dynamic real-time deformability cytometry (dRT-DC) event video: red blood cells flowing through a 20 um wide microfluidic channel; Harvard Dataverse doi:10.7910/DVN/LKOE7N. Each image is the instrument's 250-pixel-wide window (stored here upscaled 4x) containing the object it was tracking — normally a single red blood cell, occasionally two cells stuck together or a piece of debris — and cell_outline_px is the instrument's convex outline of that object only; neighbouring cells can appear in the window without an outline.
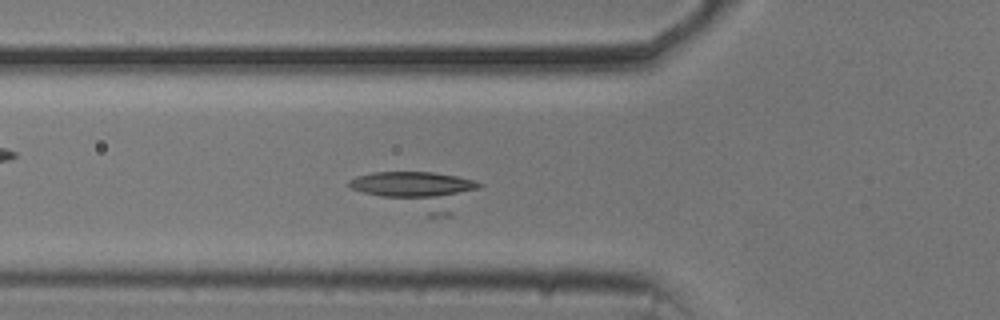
{"species": "common noctule bat (a hibernating species)", "species_latin": "Nyctalus noctula", "temperature_condition": "cold", "stored_images_in_passage": 20, "camera_frame_rate_fps": 3000, "um_per_image_px": 0.085, "animal": {"sex": "male", "body_mass_g": 20.5, "forearm_length_mm": 52.5}, "frame": {"image": 1, "passage_image": 12, "time_ms": 3.667, "image_size_px": [1000, 320], "cell_outline_px": [[484, 184], [452, 216], [428, 216], [352, 188], [348, 184], [348, 180], [356, 176], [372, 172], [432, 172], [456, 176], [472, 180]], "centroid_in_image_um": [35.59, 16.19], "position_along_channel_um": 90.2, "area_um2": 28.5}}
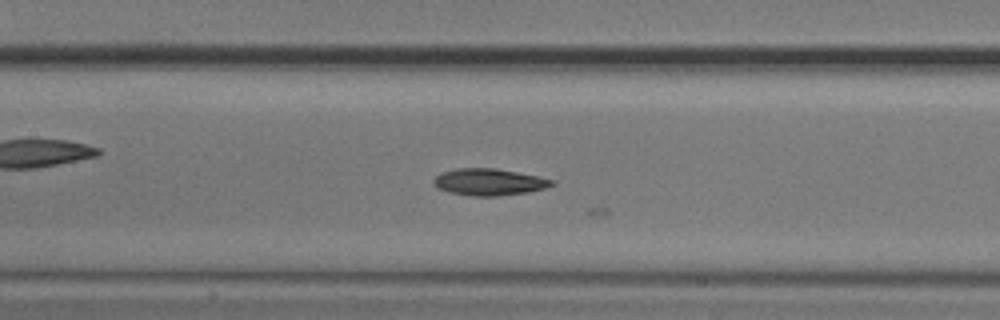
{"frame": {"image": 2, "passage_image": 18, "time_ms": 5.667, "image_size_px": [1000, 320], "cell_outline_px": [[556, 184], [544, 188], [528, 192], [496, 196], [472, 196], [448, 192], [436, 188], [432, 180], [440, 172], [456, 168], [496, 168], [556, 180]], "centroid_in_image_um": [41.54, 15.47], "position_along_channel_um": 165.9, "area_um2": 18.55}}